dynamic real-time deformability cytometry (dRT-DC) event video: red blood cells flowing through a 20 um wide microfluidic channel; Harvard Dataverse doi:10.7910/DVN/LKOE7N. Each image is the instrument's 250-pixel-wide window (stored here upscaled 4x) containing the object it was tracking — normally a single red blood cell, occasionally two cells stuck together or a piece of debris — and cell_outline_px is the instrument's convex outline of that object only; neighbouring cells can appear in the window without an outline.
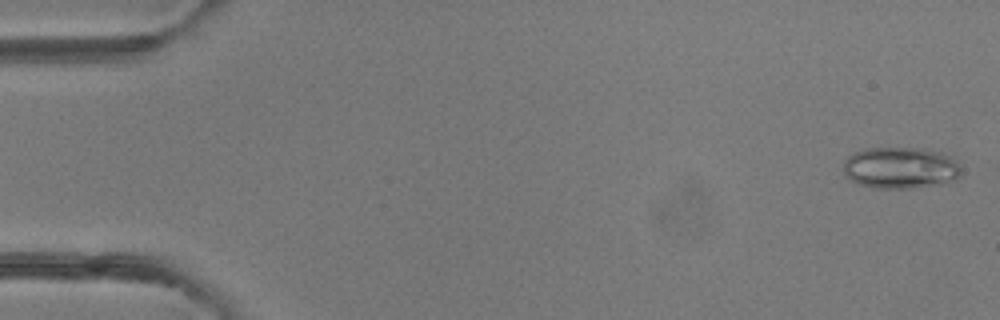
{"species": "common noctule bat (a hibernating species)", "species_latin": "Nyctalus noctula", "temperature_condition": "room temperature", "stored_images_in_passage": 49, "camera_frame_rate_fps": 3000, "um_per_image_px": 0.085, "animal": {"sex": "female"}, "frame": {"image": 1, "passage_image": 2, "time_ms": 0.333, "image_size_px": [1000, 320], "cell_outline_px": [[960, 176], [952, 180], [936, 184], [912, 188], [872, 188], [848, 180], [844, 176], [844, 160], [852, 152], [868, 148], [920, 148], [944, 152], [952, 156], [960, 164]], "centroid_in_image_um": [76.52, 14.25], "position_along_channel_um": 8.5, "area_um2": 28.84}}
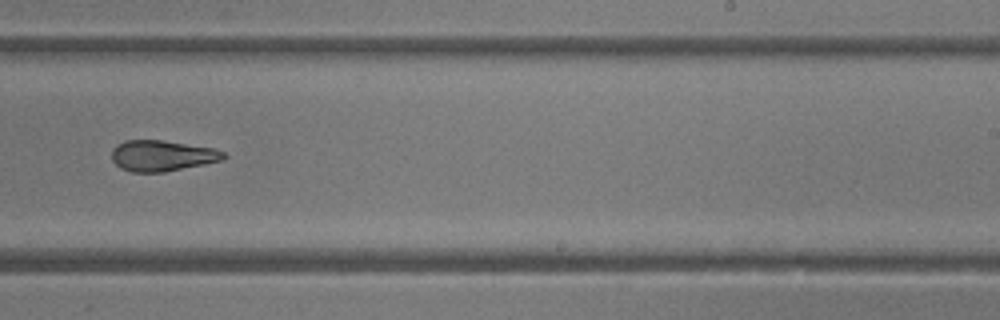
{"frame": {"image": 2, "passage_image": 31, "time_ms": 10.0, "image_size_px": [1000, 320], "cell_outline_px": [[228, 156], [224, 160], [164, 172], [132, 172], [120, 168], [112, 160], [112, 148], [116, 144], [124, 140], [160, 140], [216, 148], [224, 152]], "centroid_in_image_um": [13.79, 13.23], "position_along_channel_um": 275.2, "area_um2": 20.29}}
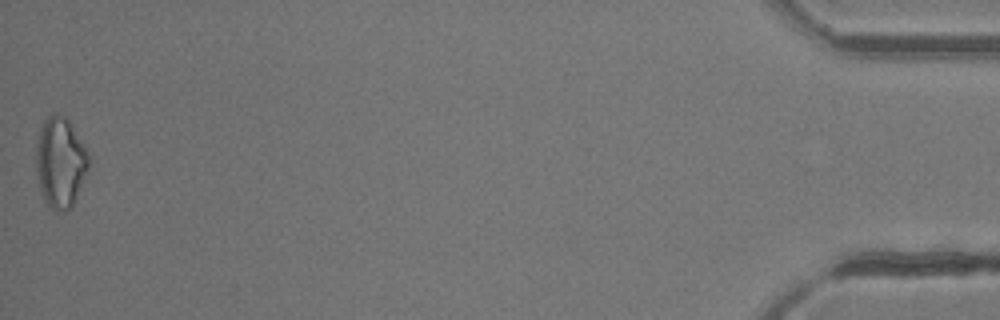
{"frame": {"image": 3, "passage_image": 49, "time_ms": 16.0, "image_size_px": [1000, 320], "cell_outline_px": [[88, 168], [76, 200], [72, 208], [64, 212], [56, 212], [48, 208], [40, 188], [36, 172], [36, 148], [40, 128], [44, 120], [52, 112], [56, 112], [64, 116], [68, 120], [84, 144], [88, 156]], "centroid_in_image_um": [5.12, 13.83], "position_along_channel_um": 430.1, "area_um2": 27.92}, "authors_computed_cell_mechanics": {"area_um2": 22.1374, "velocity_mm_per_s": 4.2664, "shape_relaxation_time_tau1_ms": 7.7449, "shape_relaxation_time_tau2_ms": 4.6076, "deformation_change_tau1": 0.1737, "deformation_change_tau2": 0.1331}}